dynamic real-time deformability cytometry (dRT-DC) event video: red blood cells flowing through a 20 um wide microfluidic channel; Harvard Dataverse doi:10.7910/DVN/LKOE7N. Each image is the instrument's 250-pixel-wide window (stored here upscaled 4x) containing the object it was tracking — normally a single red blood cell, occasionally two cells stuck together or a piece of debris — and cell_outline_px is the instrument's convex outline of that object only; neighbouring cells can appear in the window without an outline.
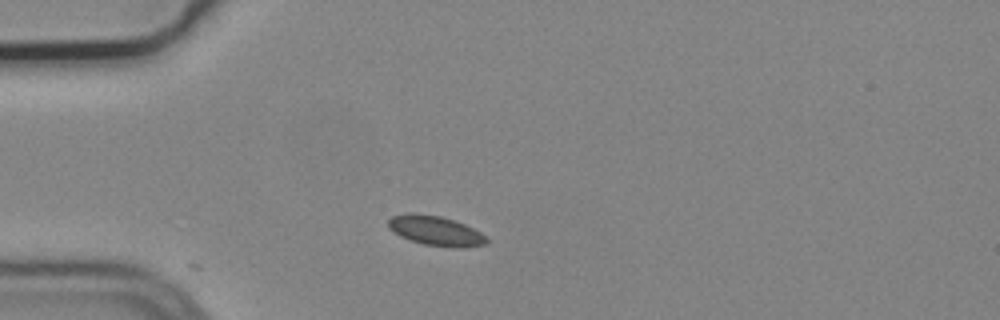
{"species": "common noctule bat (a hibernating species)", "species_latin": "Nyctalus noctula", "temperature_condition": "cold", "stored_images_in_passage": 2, "camera_frame_rate_fps": 3000, "um_per_image_px": 0.085, "animal": {"sex": "male", "body_mass_g": 19.2, "forearm_length_mm": 51.8}, "frame": {"image": 1, "passage_image": 2, "time_ms": 0.333, "image_size_px": [1000, 320], "cell_outline_px": [[488, 244], [464, 248], [452, 248], [424, 244], [400, 236], [392, 232], [388, 228], [388, 220], [392, 216], [440, 216], [464, 224], [480, 232], [488, 240]], "centroid_in_image_um": [37.09, 19.68], "position_along_channel_um": 47.9, "area_um2": 16.36}}